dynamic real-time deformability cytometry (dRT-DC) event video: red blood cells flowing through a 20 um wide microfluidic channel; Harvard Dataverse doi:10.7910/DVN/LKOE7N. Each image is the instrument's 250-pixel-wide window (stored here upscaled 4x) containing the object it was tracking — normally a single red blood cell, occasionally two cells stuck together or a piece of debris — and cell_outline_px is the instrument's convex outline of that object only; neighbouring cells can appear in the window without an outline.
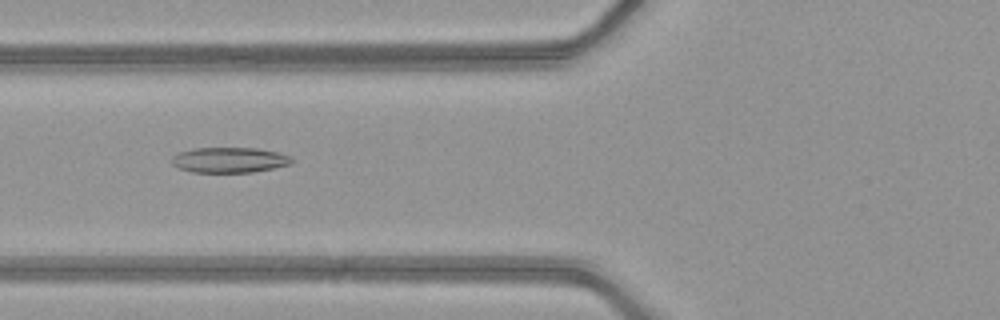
{"species": "common noctule bat (a hibernating species)", "species_latin": "Nyctalus noctula", "temperature_condition": "warm", "stored_images_in_passage": 39, "camera_frame_rate_fps": 3000, "um_per_image_px": 0.085, "animal": {"sex": "female", "body_mass_g": 21.9}, "frame": {"image": 1, "passage_image": 10, "time_ms": 3.0, "image_size_px": [1000, 320], "cell_outline_px": [[292, 164], [252, 172], [192, 172], [180, 168], [172, 164], [172, 156], [180, 152], [192, 148], [256, 148], [280, 152], [292, 156]], "centroid_in_image_um": [19.53, 13.59], "position_along_channel_um": 106.3, "area_um2": 17.74}}
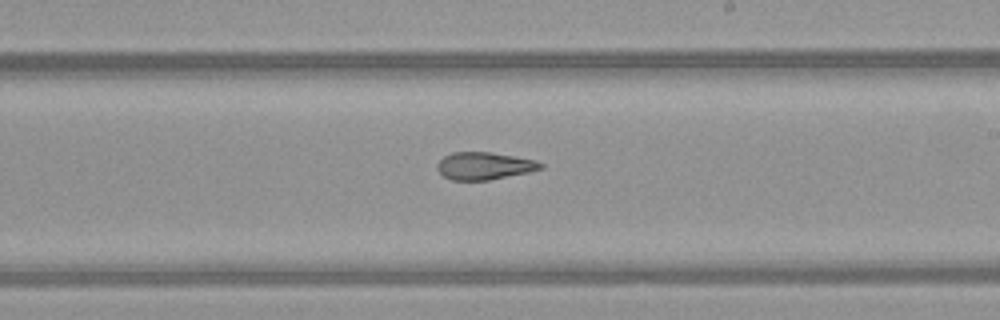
{"frame": {"image": 2, "passage_image": 20, "time_ms": 6.333, "image_size_px": [1000, 320], "cell_outline_px": [[544, 168], [528, 172], [488, 180], [452, 180], [444, 176], [436, 168], [436, 164], [444, 156], [452, 152], [492, 152], [536, 160], [544, 164]], "centroid_in_image_um": [41.16, 14.09], "position_along_channel_um": 247.8, "area_um2": 16.53}}
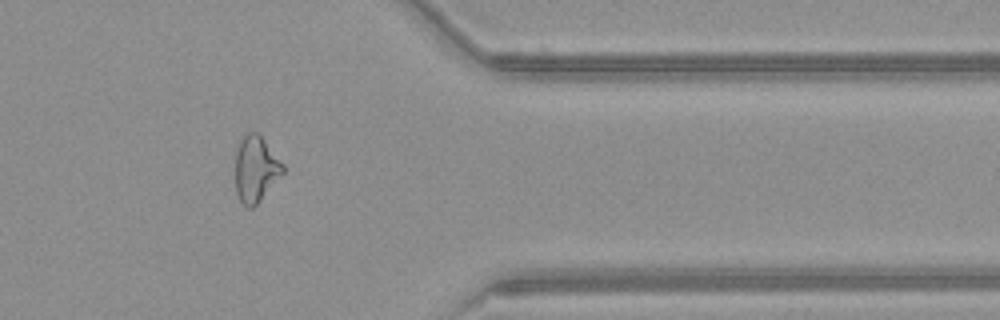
{"frame": {"image": 3, "passage_image": 31, "time_ms": 10.0, "image_size_px": [1000, 320], "cell_outline_px": [[284, 172], [260, 200], [252, 208], [248, 208], [240, 200], [236, 192], [236, 148], [240, 140], [248, 132], [260, 132], [284, 164]], "centroid_in_image_um": [21.75, 14.31], "position_along_channel_um": 389.7, "area_um2": 18.38}, "authors_computed_cell_mechanics": {"area_um2": 18.1492, "velocity_mm_per_s": 4.2312, "shape_relaxation_time_tau1_ms": null, "shape_relaxation_time_tau2_ms": 2.0502, "deformation_change_tau1": null, "deformation_change_tau2": 0.0952}}